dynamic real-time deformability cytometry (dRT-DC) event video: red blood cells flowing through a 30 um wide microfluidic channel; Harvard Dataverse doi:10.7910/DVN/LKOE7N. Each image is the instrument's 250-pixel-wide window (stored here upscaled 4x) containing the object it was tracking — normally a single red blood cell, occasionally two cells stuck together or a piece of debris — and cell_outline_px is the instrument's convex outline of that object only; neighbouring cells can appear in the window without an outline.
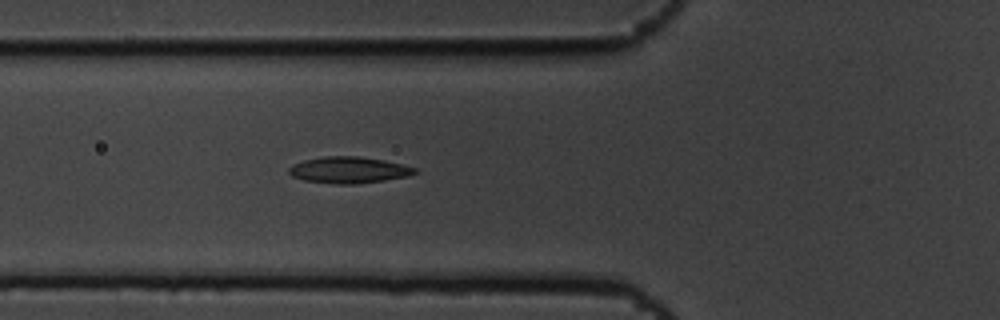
{"species": "common noctule bat (a hibernating species)", "species_latin": "Nyctalus noctula", "temperature_condition": "cold", "stored_images_in_passage": 5, "camera_frame_rate_fps": 3000, "um_per_image_px": 0.085, "animal": {"sex": "male", "body_mass_g": 19.5, "forearm_length_mm": 54.6}, "frame": {"image": 1, "passage_image": 5, "time_ms": 1.333, "image_size_px": [1000, 320], "cell_outline_px": [[420, 172], [408, 176], [384, 180], [356, 184], [336, 184], [304, 180], [292, 176], [288, 172], [288, 168], [292, 164], [304, 160], [324, 156], [360, 156], [384, 160], [416, 168]], "centroid_in_image_um": [29.64, 14.44], "position_along_channel_um": 96.2, "area_um2": 19.42}}